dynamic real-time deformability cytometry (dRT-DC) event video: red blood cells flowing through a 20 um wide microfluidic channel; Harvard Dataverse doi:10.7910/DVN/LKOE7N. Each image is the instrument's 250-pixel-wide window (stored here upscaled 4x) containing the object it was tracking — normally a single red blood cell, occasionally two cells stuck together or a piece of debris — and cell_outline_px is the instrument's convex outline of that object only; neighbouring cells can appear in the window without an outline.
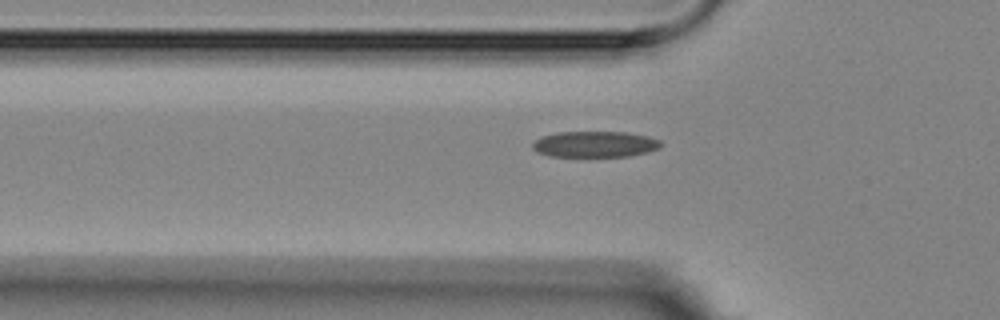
{"species": "Egyptian fruit bat (a non-hibernating species)", "species_latin": "Rousettus aegyptiacus", "temperature_condition": "room temperature", "stored_images_in_passage": 8, "camera_frame_rate_fps": 3000, "um_per_image_px": 0.085, "animal": {"sex": "female"}, "frame": {"image": 1, "passage_image": 8, "time_ms": 8.0, "image_size_px": [1000, 320], "cell_outline_px": [[664, 144], [660, 148], [628, 156], [548, 156], [532, 148], [532, 144], [540, 136], [556, 132], [628, 132], [648, 136], [660, 140]], "centroid_in_image_um": [50.58, 12.24], "position_along_channel_um": 75.2, "area_um2": 19.42}}